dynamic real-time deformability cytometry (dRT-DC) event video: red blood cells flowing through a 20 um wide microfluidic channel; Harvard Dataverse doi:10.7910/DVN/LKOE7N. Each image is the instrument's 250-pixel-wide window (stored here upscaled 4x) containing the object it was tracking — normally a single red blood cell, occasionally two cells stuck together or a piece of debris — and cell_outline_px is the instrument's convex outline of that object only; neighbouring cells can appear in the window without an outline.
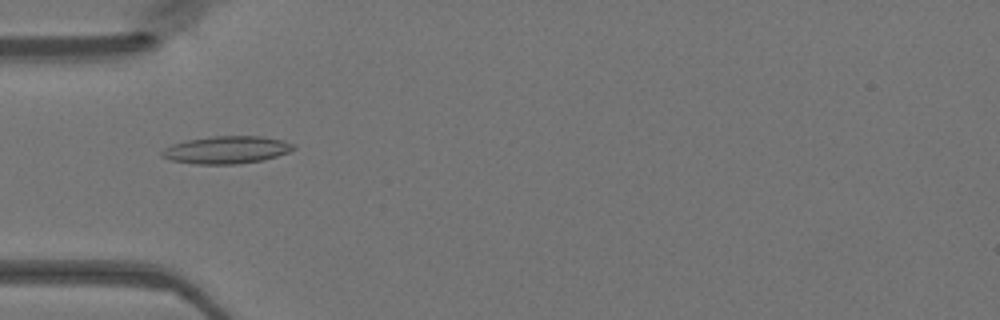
{"species": "Egyptian fruit bat (a non-hibernating species)", "species_latin": "Rousettus aegyptiacus", "temperature_condition": "warm", "stored_images_in_passage": 31, "camera_frame_rate_fps": 3000, "um_per_image_px": 0.085, "animal": {"sex": "female"}, "frame": {"image": 1, "passage_image": 7, "time_ms": 2.0, "image_size_px": [1000, 320], "cell_outline_px": [[296, 148], [288, 152], [264, 160], [240, 164], [196, 164], [172, 160], [160, 156], [160, 152], [164, 148], [172, 144], [188, 140], [212, 136], [260, 136], [284, 140], [296, 144]], "centroid_in_image_um": [19.28, 12.74], "position_along_channel_um": 65.7, "area_um2": 21.21}}
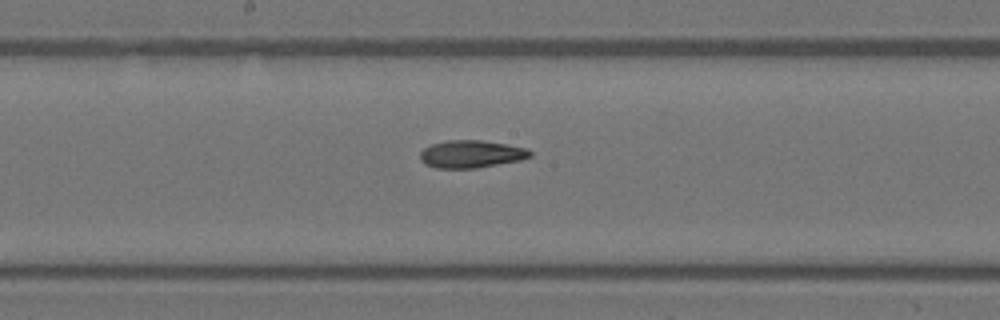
{"frame": {"image": 2, "passage_image": 17, "time_ms": 5.333, "image_size_px": [1000, 320], "cell_outline_px": [[532, 156], [520, 160], [476, 168], [436, 168], [424, 164], [420, 160], [420, 152], [424, 148], [432, 144], [448, 140], [480, 140], [528, 148], [532, 152]], "centroid_in_image_um": [40.04, 13.1], "position_along_channel_um": 208.2, "area_um2": 17.63}}
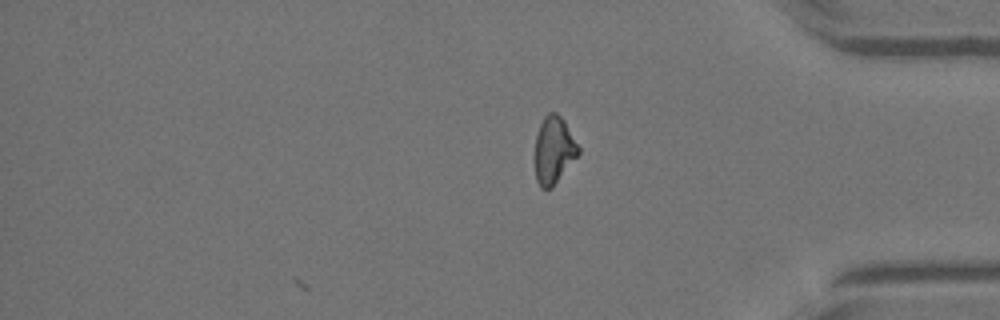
{"frame": {"image": 3, "passage_image": 31, "time_ms": 10.0, "image_size_px": [1000, 320], "cell_outline_px": [[580, 152], [552, 188], [540, 188], [536, 180], [532, 156], [536, 136], [540, 124], [544, 116], [548, 112], [556, 112], [564, 120], [580, 148]], "centroid_in_image_um": [47.02, 12.77], "position_along_channel_um": 388.2, "area_um2": 17.46}}